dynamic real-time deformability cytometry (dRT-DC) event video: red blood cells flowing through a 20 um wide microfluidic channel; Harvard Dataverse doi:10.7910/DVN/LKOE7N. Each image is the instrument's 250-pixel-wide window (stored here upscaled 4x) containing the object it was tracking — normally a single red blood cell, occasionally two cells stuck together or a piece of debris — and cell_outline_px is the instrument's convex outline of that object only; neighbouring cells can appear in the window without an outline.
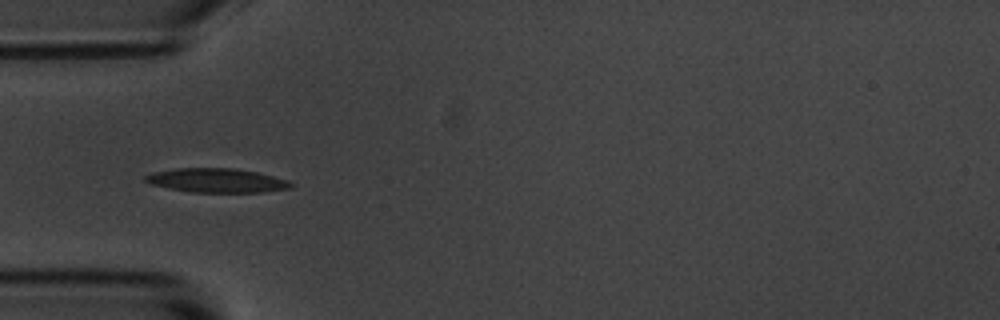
{"species": "common noctule bat (a hibernating species)", "species_latin": "Nyctalus noctula", "temperature_condition": "room temperature", "stored_images_in_passage": 39, "camera_frame_rate_fps": 3000, "um_per_image_px": 0.085, "animal": {"sex": "male", "body_mass_g": 20.1, "forearm_length_mm": 53.5}, "frame": {"image": 1, "passage_image": 1, "time_ms": 0.0, "image_size_px": [1000, 320], "cell_outline_px": [[292, 188], [260, 192], [188, 192], [168, 188], [152, 184], [144, 180], [144, 176], [152, 172], [176, 168], [236, 168], [256, 172], [288, 180], [292, 184]], "centroid_in_image_um": [18.39, 15.33], "position_along_channel_um": 66.6, "area_um2": 20.4}}
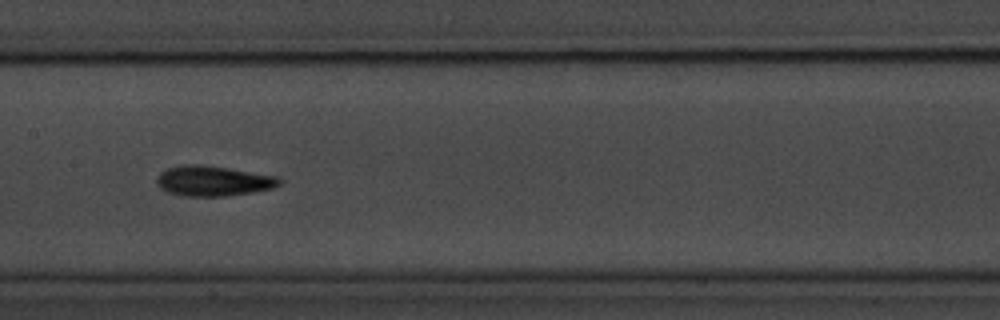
{"frame": {"image": 2, "passage_image": 11, "time_ms": 3.333, "image_size_px": [1000, 320], "cell_outline_px": [[284, 180], [280, 184], [272, 188], [252, 192], [224, 196], [180, 196], [164, 192], [156, 184], [156, 180], [160, 172], [168, 168], [188, 164], [204, 164], [280, 176]], "centroid_in_image_um": [18.12, 15.38], "position_along_channel_um": 189.3, "area_um2": 21.96}}
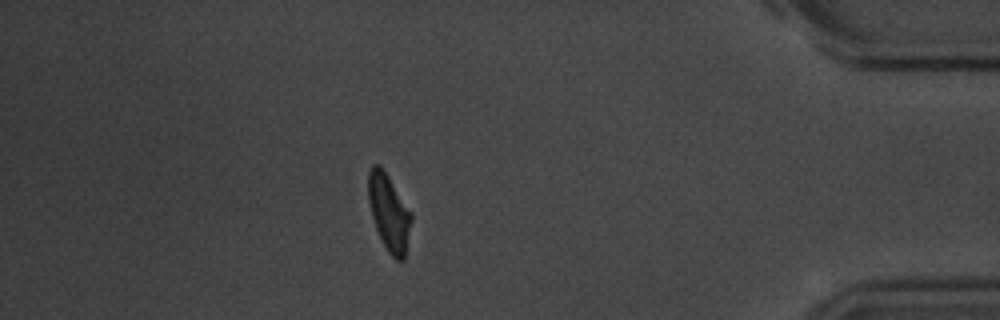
{"frame": {"image": 3, "passage_image": 32, "time_ms": 10.333, "image_size_px": [1000, 320], "cell_outline_px": [[412, 220], [404, 260], [396, 260], [388, 252], [376, 228], [372, 216], [368, 200], [368, 172], [372, 164], [380, 164], [412, 212]], "centroid_in_image_um": [33.06, 18.04], "position_along_channel_um": 402.1, "area_um2": 19.13}, "authors_computed_cell_mechanics": {"area_um2": 19.363, "velocity_mm_per_s": 3.6688, "shape_relaxation_time_tau1_ms": 2.9452, "shape_relaxation_time_tau2_ms": 6.0295, "deformation_change_tau1": 0.1904, "deformation_change_tau2": 0.1525}}